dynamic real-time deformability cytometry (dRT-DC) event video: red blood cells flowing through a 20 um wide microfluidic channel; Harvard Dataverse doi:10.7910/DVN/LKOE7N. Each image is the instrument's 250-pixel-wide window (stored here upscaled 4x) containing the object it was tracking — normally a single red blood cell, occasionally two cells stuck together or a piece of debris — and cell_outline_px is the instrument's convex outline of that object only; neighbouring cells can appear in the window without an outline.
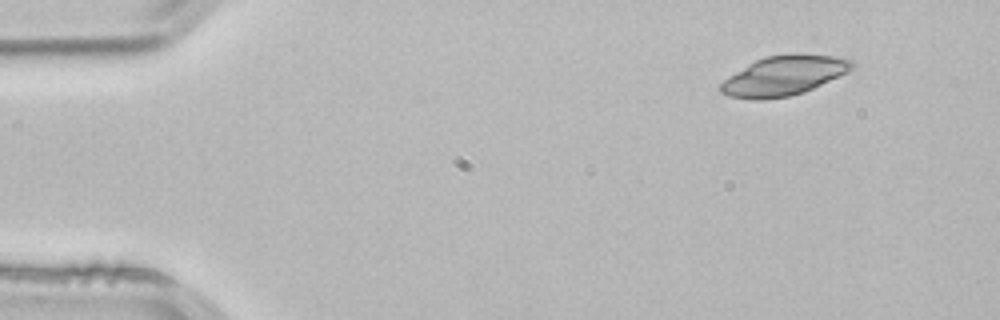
{"species": "common noctule bat (a hibernating species)", "species_latin": "Nyctalus noctula", "temperature_condition": "room temperature", "stored_images_in_passage": 3, "camera_frame_rate_fps": 3000, "um_per_image_px": 0.085, "animal": {"sex": "male", "body_mass_g": 21.5, "forearm_length_mm": 52.0}, "frame": {"image": 1, "passage_image": 1, "time_ms": 0.0, "image_size_px": [1000, 320], "cell_outline_px": [[856, 64], [852, 68], [804, 92], [788, 96], [760, 100], [756, 100], [728, 96], [720, 92], [720, 84], [728, 76], [748, 64], [764, 56], [792, 52], [836, 56], [852, 60]], "centroid_in_image_um": [66.58, 6.4], "position_along_channel_um": 18.4, "area_um2": 30.23}}